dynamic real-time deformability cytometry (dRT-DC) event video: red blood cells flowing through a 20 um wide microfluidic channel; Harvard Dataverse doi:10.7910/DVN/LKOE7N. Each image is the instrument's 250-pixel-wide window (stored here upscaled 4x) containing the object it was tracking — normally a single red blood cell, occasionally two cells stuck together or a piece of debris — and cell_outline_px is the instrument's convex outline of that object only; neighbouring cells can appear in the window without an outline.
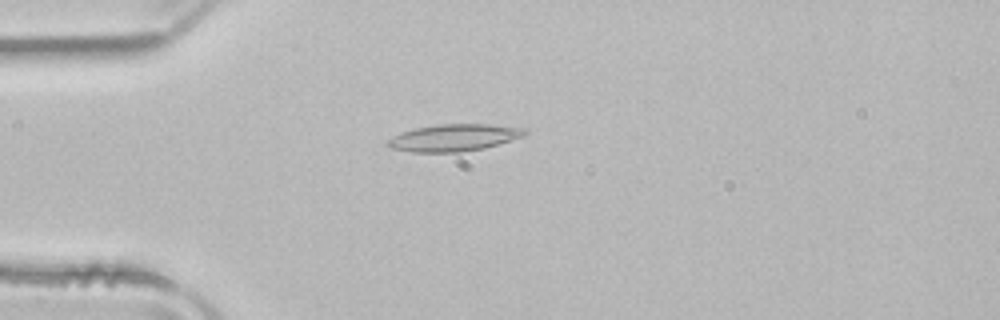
{"species": "common noctule bat (a hibernating species)", "species_latin": "Nyctalus noctula", "temperature_condition": "room temperature", "stored_images_in_passage": 51, "camera_frame_rate_fps": 3000, "um_per_image_px": 0.085, "animal": {"sex": "male", "body_mass_g": 21.5, "forearm_length_mm": 52.0}, "frame": {"image": 1, "passage_image": 13, "time_ms": 4.0, "image_size_px": [1000, 320], "cell_outline_px": [[528, 132], [524, 136], [484, 148], [460, 152], [412, 152], [392, 148], [384, 144], [392, 136], [400, 132], [416, 128], [436, 124], [488, 124], [524, 128]], "centroid_in_image_um": [38.55, 11.7], "position_along_channel_um": 46.4, "area_um2": 21.56}}
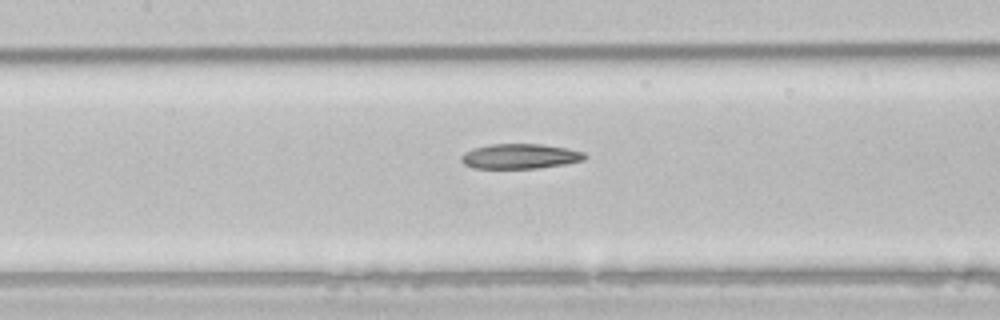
{"frame": {"image": 2, "passage_image": 23, "time_ms": 7.333, "image_size_px": [1000, 320], "cell_outline_px": [[588, 156], [584, 160], [564, 164], [540, 168], [472, 168], [464, 164], [460, 160], [460, 156], [464, 152], [472, 148], [488, 144], [544, 144], [568, 148], [584, 152]], "centroid_in_image_um": [44.19, 13.28], "position_along_channel_um": 163.2, "area_um2": 18.21}}
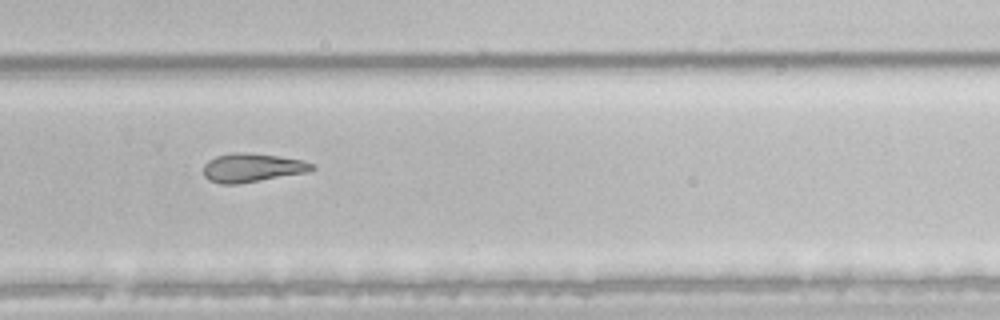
{"frame": {"image": 3, "passage_image": 34, "time_ms": 11.0, "image_size_px": [1000, 320], "cell_outline_px": [[316, 168], [308, 172], [236, 184], [220, 184], [208, 180], [204, 176], [204, 164], [208, 160], [216, 156], [232, 152], [244, 152], [276, 156], [304, 160], [316, 164]], "centroid_in_image_um": [21.43, 14.25], "position_along_channel_um": 308.4, "area_um2": 18.21}}